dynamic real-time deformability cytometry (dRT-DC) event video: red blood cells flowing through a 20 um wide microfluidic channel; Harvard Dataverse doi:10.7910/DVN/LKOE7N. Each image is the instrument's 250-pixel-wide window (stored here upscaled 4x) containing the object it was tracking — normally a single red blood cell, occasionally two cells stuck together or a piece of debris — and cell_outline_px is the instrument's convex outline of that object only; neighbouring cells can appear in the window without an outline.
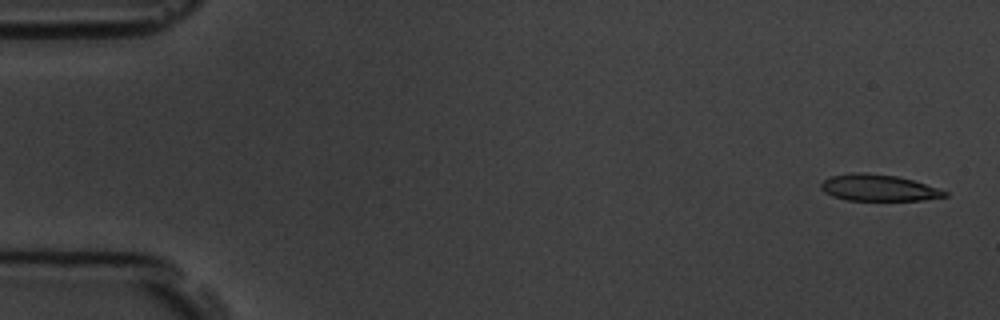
{"species": "common noctule bat (a hibernating species)", "species_latin": "Nyctalus noctula", "temperature_condition": "room temperature", "stored_images_in_passage": 5, "camera_frame_rate_fps": 3000, "um_per_image_px": 0.085, "animal": {"sex": "male", "body_mass_g": 19.5, "forearm_length_mm": 54.6}, "frame": {"image": 1, "passage_image": 1, "time_ms": 0.0, "image_size_px": [1000, 320], "cell_outline_px": [[948, 196], [924, 200], [848, 200], [832, 196], [824, 192], [820, 188], [820, 184], [824, 180], [832, 176], [852, 172], [864, 172], [896, 176], [912, 180], [948, 192]], "centroid_in_image_um": [74.64, 15.96], "position_along_channel_um": 10.4, "area_um2": 18.96}}
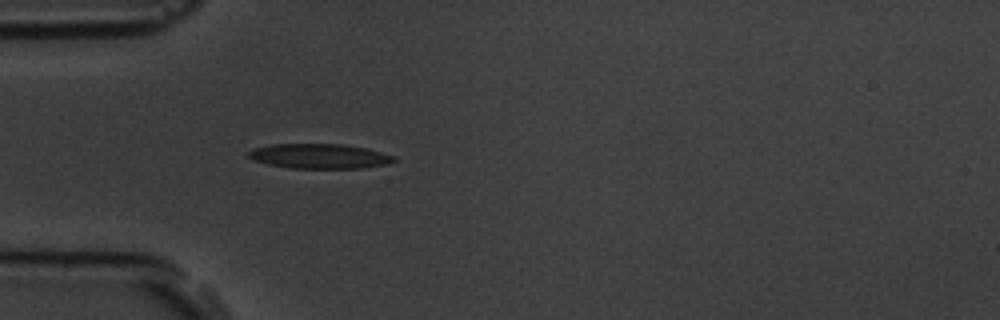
{"frame": {"image": 2, "passage_image": 5, "time_ms": 4.667, "image_size_px": [1000, 320], "cell_outline_px": [[396, 160], [388, 164], [360, 168], [288, 168], [268, 164], [256, 160], [248, 156], [248, 152], [252, 148], [272, 144], [344, 144], [364, 148], [396, 156]], "centroid_in_image_um": [27.15, 13.27], "position_along_channel_um": 57.8, "area_um2": 20.92}}